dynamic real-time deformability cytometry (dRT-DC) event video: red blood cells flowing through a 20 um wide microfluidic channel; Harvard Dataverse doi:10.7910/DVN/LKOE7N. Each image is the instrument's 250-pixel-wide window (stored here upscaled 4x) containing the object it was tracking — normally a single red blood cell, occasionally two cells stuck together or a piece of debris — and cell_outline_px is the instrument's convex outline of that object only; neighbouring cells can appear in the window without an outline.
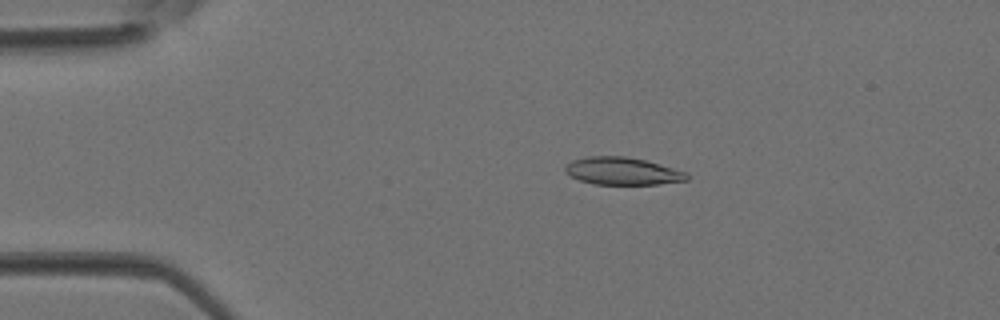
{"species": "Egyptian fruit bat (a non-hibernating species)", "species_latin": "Rousettus aegyptiacus", "temperature_condition": "room temperature", "stored_images_in_passage": 2, "camera_frame_rate_fps": 3000, "um_per_image_px": 0.085, "animal": {"sex": "female"}, "frame": {"image": 1, "passage_image": 1, "time_ms": 0.0, "image_size_px": [1000, 320], "cell_outline_px": [[688, 180], [656, 184], [592, 184], [580, 180], [564, 172], [564, 168], [572, 160], [588, 156], [624, 156], [644, 160], [688, 172]], "centroid_in_image_um": [52.9, 14.54], "position_along_channel_um": 32.1, "area_um2": 19.36}}